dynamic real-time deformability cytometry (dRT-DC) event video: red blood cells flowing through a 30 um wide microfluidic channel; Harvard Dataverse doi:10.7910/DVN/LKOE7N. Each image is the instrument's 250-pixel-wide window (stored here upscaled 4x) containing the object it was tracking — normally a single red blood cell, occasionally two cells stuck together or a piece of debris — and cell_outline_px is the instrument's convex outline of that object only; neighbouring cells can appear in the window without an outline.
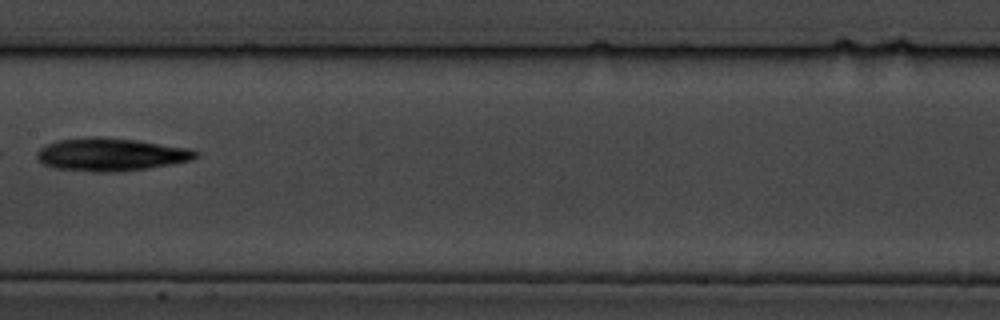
{"species": "common noctule bat (a hibernating species)", "species_latin": "Nyctalus noctula", "temperature_condition": "cold", "stored_images_in_passage": 8, "camera_frame_rate_fps": 3000, "um_per_image_px": 0.085, "animal": {"sex": "male", "body_mass_g": 19.5, "forearm_length_mm": 54.6}, "frame": {"image": 1, "passage_image": 8, "time_ms": 9.0, "image_size_px": [1000, 320], "cell_outline_px": [[200, 156], [192, 160], [172, 164], [148, 168], [120, 172], [92, 172], [52, 168], [44, 164], [36, 156], [36, 152], [40, 148], [48, 144], [60, 140], [92, 136], [104, 136], [136, 140], [192, 148], [200, 152]], "centroid_in_image_um": [9.48, 13.13], "position_along_channel_um": 197.9, "area_um2": 30.87}}